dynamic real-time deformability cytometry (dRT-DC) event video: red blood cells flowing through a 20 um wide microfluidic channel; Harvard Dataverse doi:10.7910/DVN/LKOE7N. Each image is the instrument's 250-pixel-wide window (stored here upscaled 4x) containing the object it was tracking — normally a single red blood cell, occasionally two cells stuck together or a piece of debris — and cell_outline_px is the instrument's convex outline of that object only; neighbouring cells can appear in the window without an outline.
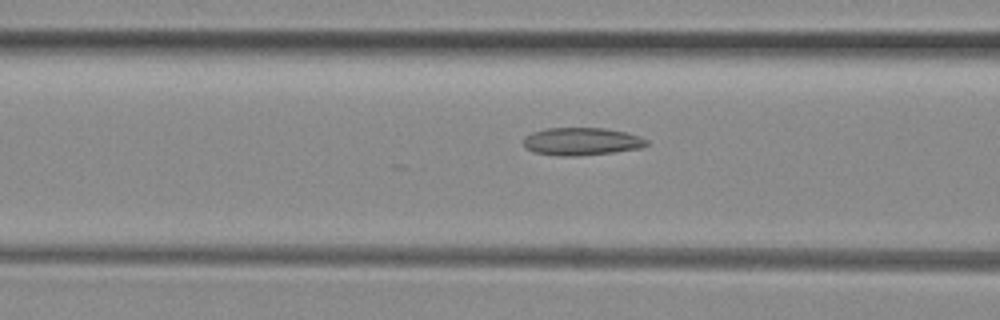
{"species": "common noctule bat (a hibernating species)", "species_latin": "Nyctalus noctula", "temperature_condition": "room temperature", "stored_images_in_passage": 51, "camera_frame_rate_fps": 3000, "um_per_image_px": 0.085, "animal": {"sex": "female", "body_mass_g": 29.2, "forearm_length_mm": 56.3}, "frame": {"image": 1, "passage_image": 20, "time_ms": 6.333, "image_size_px": [1000, 320], "cell_outline_px": [[648, 144], [640, 148], [612, 152], [576, 156], [560, 156], [536, 152], [524, 148], [524, 136], [532, 132], [548, 128], [604, 128], [628, 132], [640, 136], [648, 140]], "centroid_in_image_um": [49.44, 12.01], "position_along_channel_um": 117.2, "area_um2": 19.88}}
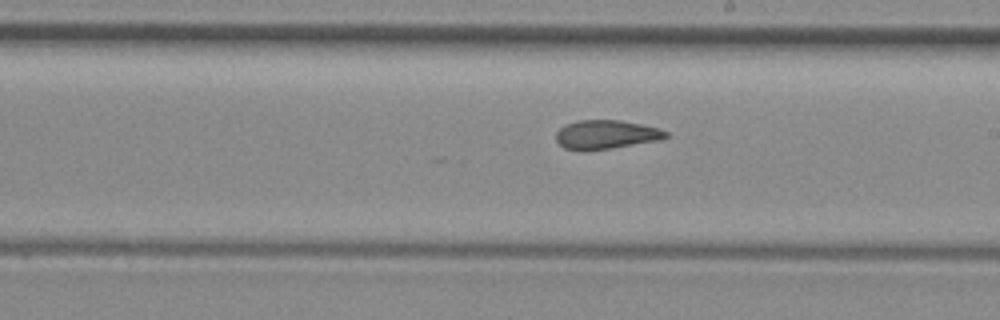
{"frame": {"image": 2, "passage_image": 29, "time_ms": 9.333, "image_size_px": [1000, 320], "cell_outline_px": [[668, 136], [660, 140], [612, 148], [584, 152], [580, 152], [564, 148], [556, 140], [556, 132], [564, 124], [580, 120], [620, 120], [660, 128], [668, 132]], "centroid_in_image_um": [51.49, 11.45], "position_along_channel_um": 237.5, "area_um2": 18.79}}
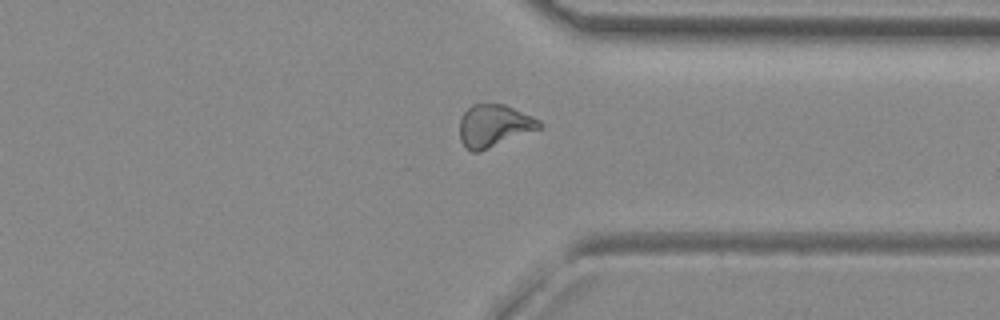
{"frame": {"image": 3, "passage_image": 39, "time_ms": 12.667, "image_size_px": [1000, 320], "cell_outline_px": [[544, 124], [540, 128], [480, 152], [472, 152], [464, 148], [460, 140], [460, 116], [472, 104], [504, 104], [532, 116], [540, 120]], "centroid_in_image_um": [41.96, 10.7], "position_along_channel_um": 369.4, "area_um2": 19.77}, "authors_computed_cell_mechanics": {"area_um2": 20.1722, "velocity_mm_per_s": 4.0121, "shape_relaxation_time_tau1_ms": null, "shape_relaxation_time_tau2_ms": 2.4871, "deformation_change_tau1": null, "deformation_change_tau2": 0.0893}}